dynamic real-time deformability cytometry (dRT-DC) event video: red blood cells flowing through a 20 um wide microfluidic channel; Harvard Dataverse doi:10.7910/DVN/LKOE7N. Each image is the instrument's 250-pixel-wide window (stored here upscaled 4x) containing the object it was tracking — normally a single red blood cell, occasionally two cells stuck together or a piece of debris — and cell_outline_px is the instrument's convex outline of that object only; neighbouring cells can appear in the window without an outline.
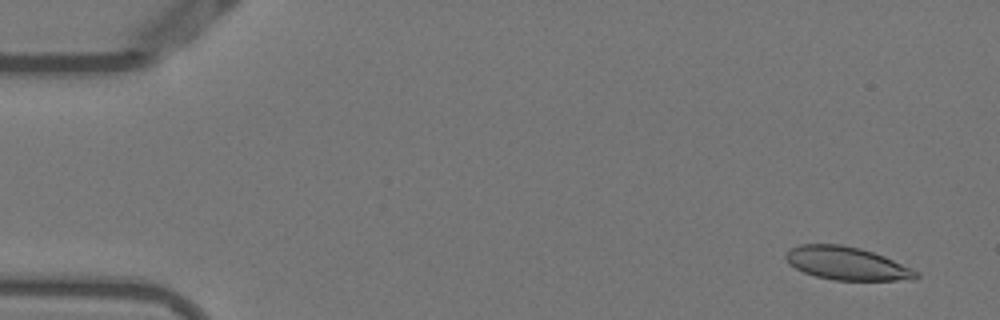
{"species": "Egyptian fruit bat (a non-hibernating species)", "species_latin": "Rousettus aegyptiacus", "temperature_condition": "warm", "stored_images_in_passage": 11, "camera_frame_rate_fps": 3000, "um_per_image_px": 0.085, "animal": {"sex": "female"}, "frame": {"image": 1, "passage_image": 2, "time_ms": 0.333, "image_size_px": [1000, 320], "cell_outline_px": [[920, 276], [916, 280], [832, 280], [816, 276], [804, 272], [796, 268], [784, 256], [788, 248], [800, 244], [840, 244], [860, 248], [884, 256], [920, 272]], "centroid_in_image_um": [72.0, 22.39], "position_along_channel_um": 13.0, "area_um2": 25.14}}